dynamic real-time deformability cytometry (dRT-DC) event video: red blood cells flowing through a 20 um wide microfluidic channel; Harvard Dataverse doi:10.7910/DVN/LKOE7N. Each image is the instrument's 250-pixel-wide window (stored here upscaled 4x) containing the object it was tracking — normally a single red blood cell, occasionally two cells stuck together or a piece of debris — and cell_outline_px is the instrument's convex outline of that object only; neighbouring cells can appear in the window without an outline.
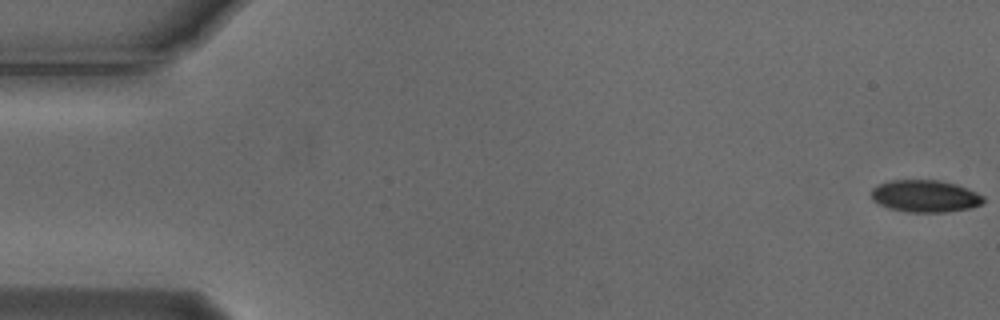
{"species": "Egyptian fruit bat (a non-hibernating species)", "species_latin": "Rousettus aegyptiacus", "temperature_condition": "cold", "stored_images_in_passage": 56, "camera_frame_rate_fps": 3000, "um_per_image_px": 0.085, "animal": {"sex": "male"}, "frame": {"image": 1, "passage_image": 1, "time_ms": 0.0, "image_size_px": [1000, 320], "cell_outline_px": [[984, 200], [980, 204], [972, 208], [944, 212], [908, 212], [888, 208], [872, 200], [872, 188], [876, 184], [888, 180], [940, 180], [956, 184], [968, 188], [984, 196]], "centroid_in_image_um": [78.62, 16.66], "position_along_channel_um": 6.4, "area_um2": 21.15}}
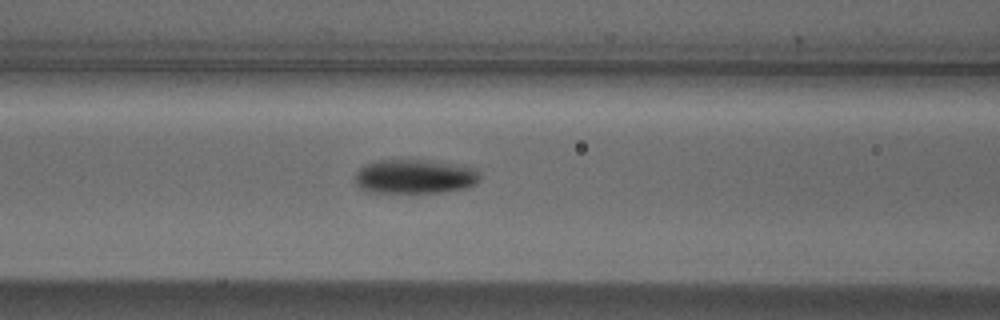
{"frame": {"image": 2, "passage_image": 23, "time_ms": 7.333, "image_size_px": [1000, 320], "cell_outline_px": [[480, 180], [476, 184], [464, 188], [440, 192], [368, 192], [360, 188], [356, 184], [356, 172], [364, 164], [380, 160], [428, 160], [476, 168], [480, 176]], "centroid_in_image_um": [35.25, 15.0], "position_along_channel_um": 131.4, "area_um2": 24.8}}
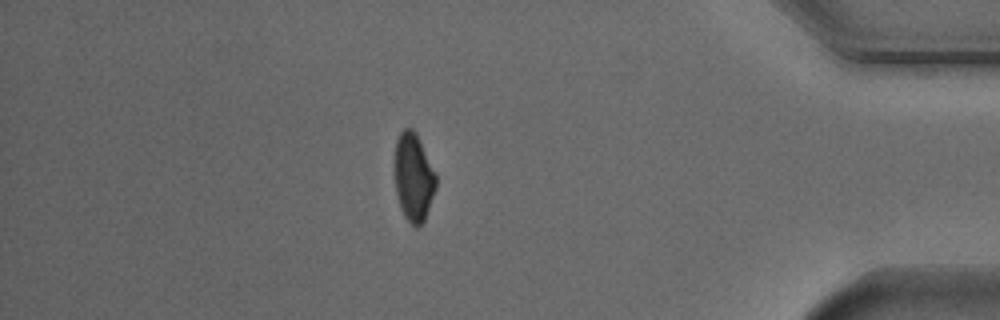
{"frame": {"image": 3, "passage_image": 48, "time_ms": 15.667, "image_size_px": [1000, 320], "cell_outline_px": [[436, 188], [424, 220], [416, 228], [404, 216], [400, 208], [396, 192], [396, 140], [400, 132], [404, 128], [412, 128], [416, 132], [436, 172]], "centroid_in_image_um": [35.17, 15.05], "position_along_channel_um": 400.0, "area_um2": 20.98}, "authors_computed_cell_mechanics": {"area_um2": 22.7443, "velocity_mm_per_s": 3.7239, "shape_relaxation_time_tau1_ms": 3.2706, "shape_relaxation_time_tau2_ms": null, "deformation_change_tau1": 0.1098, "deformation_change_tau2": null}}